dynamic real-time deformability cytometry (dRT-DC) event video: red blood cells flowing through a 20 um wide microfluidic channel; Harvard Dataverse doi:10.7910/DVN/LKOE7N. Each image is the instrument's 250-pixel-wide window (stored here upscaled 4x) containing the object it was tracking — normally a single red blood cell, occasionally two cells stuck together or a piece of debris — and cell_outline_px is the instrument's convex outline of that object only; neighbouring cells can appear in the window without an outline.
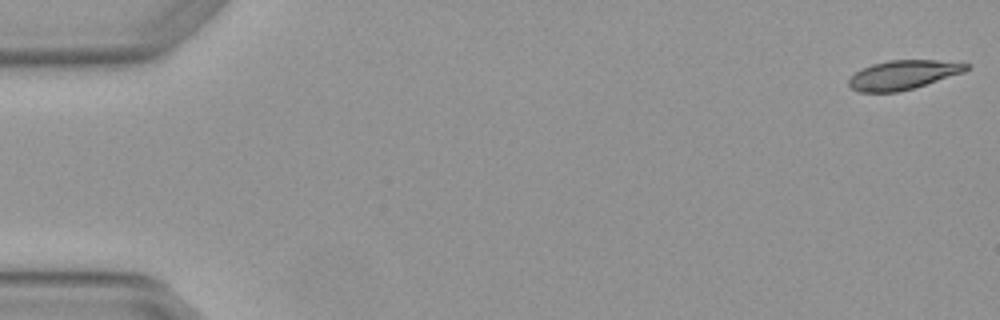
{"species": "Egyptian fruit bat (a non-hibernating species)", "species_latin": "Rousettus aegyptiacus", "temperature_condition": "warm", "stored_images_in_passage": 5, "camera_frame_rate_fps": 3000, "um_per_image_px": 0.085, "animal": {"sex": "female"}, "frame": {"image": 1, "passage_image": 1, "time_ms": 0.0, "image_size_px": [1000, 320], "cell_outline_px": [[972, 64], [964, 72], [912, 88], [896, 92], [860, 92], [852, 88], [848, 84], [848, 80], [860, 68], [872, 64], [888, 60], [936, 60]], "centroid_in_image_um": [76.74, 6.35], "position_along_channel_um": 8.3, "area_um2": 19.77}}
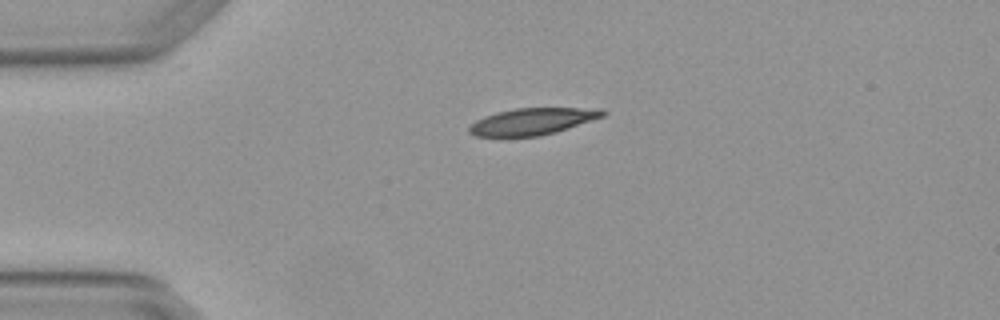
{"frame": {"image": 2, "passage_image": 4, "time_ms": 1.0, "image_size_px": [1000, 320], "cell_outline_px": [[608, 112], [604, 116], [556, 132], [540, 136], [504, 140], [476, 136], [468, 132], [468, 128], [476, 120], [484, 116], [496, 112], [516, 108], [604, 108]], "centroid_in_image_um": [45.19, 10.37], "position_along_channel_um": 39.8, "area_um2": 21.73}}